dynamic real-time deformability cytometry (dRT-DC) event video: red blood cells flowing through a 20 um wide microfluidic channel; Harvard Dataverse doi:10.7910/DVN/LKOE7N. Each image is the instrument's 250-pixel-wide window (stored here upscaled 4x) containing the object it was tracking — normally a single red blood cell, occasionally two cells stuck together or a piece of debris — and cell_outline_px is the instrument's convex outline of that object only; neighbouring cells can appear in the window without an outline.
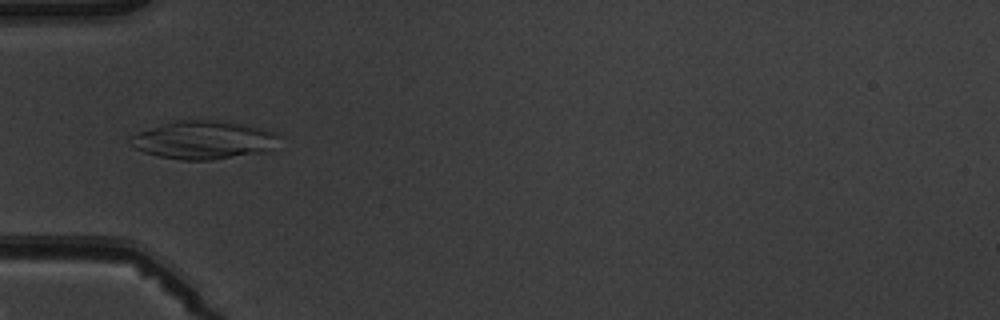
{"species": "common noctule bat (a hibernating species)", "species_latin": "Nyctalus noctula", "temperature_condition": "warm", "stored_images_in_passage": 4, "camera_frame_rate_fps": 3000, "um_per_image_px": 0.085, "animal": {"sex": "male", "body_mass_g": 19.5, "forearm_length_mm": 54.6}, "frame": {"image": 1, "passage_image": 4, "time_ms": 4.333, "image_size_px": [1000, 320], "cell_outline_px": [[276, 136], [272, 148], [264, 152], [212, 160], [180, 160], [156, 156], [144, 152], [128, 144], [128, 140], [132, 136], [140, 132], [172, 120], [212, 120], [240, 124], [260, 128], [276, 132]], "centroid_in_image_um": [17.23, 11.91], "position_along_channel_um": 67.8, "area_um2": 32.77}}